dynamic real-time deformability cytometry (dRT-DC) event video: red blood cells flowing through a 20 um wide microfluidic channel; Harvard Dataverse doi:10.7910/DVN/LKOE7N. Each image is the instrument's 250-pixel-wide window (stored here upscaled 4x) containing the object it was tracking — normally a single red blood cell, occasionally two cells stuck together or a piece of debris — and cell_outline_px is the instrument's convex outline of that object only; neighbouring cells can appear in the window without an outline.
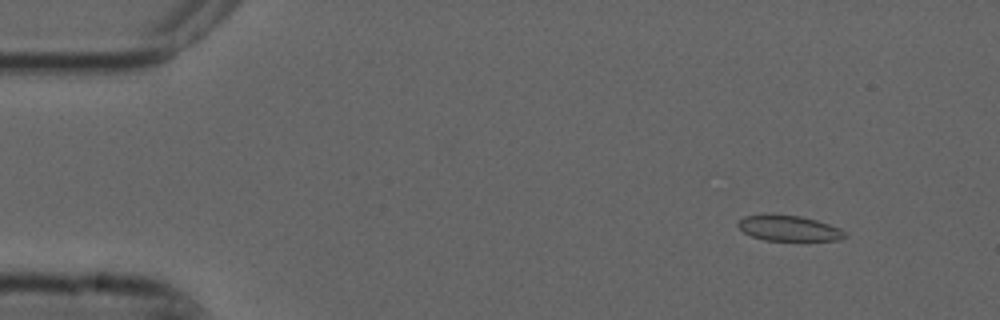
{"species": "common noctule bat (a hibernating species)", "species_latin": "Nyctalus noctula", "temperature_condition": "cold", "stored_images_in_passage": 5, "camera_frame_rate_fps": 3000, "um_per_image_px": 0.085, "animal": {"sex": "male", "forearm_length_mm": 52.5}, "frame": {"image": 1, "passage_image": 2, "time_ms": 0.333, "image_size_px": [1000, 320], "cell_outline_px": [[844, 236], [840, 240], [764, 240], [752, 236], [744, 232], [736, 224], [744, 216], [764, 212], [800, 216], [816, 220], [840, 228], [844, 232]], "centroid_in_image_um": [66.97, 19.36], "position_along_channel_um": 18.0, "area_um2": 16.01}}
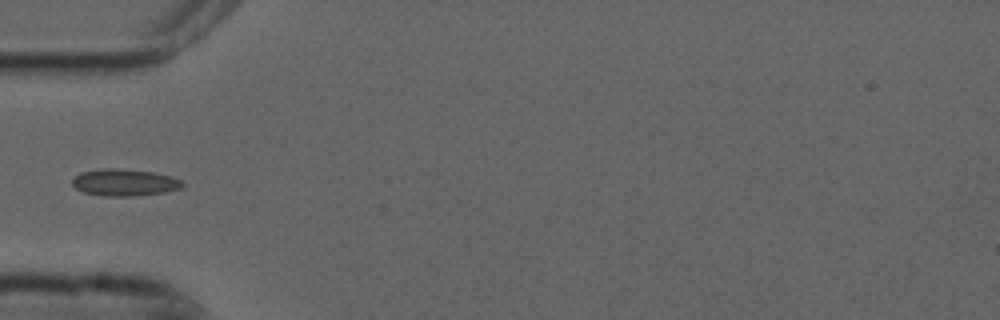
{"frame": {"image": 2, "passage_image": 5, "time_ms": 1.333, "image_size_px": [1000, 320], "cell_outline_px": [[184, 184], [180, 188], [164, 192], [132, 196], [104, 196], [84, 192], [76, 188], [72, 184], [72, 180], [80, 172], [104, 168], [116, 168], [152, 172], [168, 176], [180, 180]], "centroid_in_image_um": [10.54, 15.51], "position_along_channel_um": 74.5, "area_um2": 16.99}}